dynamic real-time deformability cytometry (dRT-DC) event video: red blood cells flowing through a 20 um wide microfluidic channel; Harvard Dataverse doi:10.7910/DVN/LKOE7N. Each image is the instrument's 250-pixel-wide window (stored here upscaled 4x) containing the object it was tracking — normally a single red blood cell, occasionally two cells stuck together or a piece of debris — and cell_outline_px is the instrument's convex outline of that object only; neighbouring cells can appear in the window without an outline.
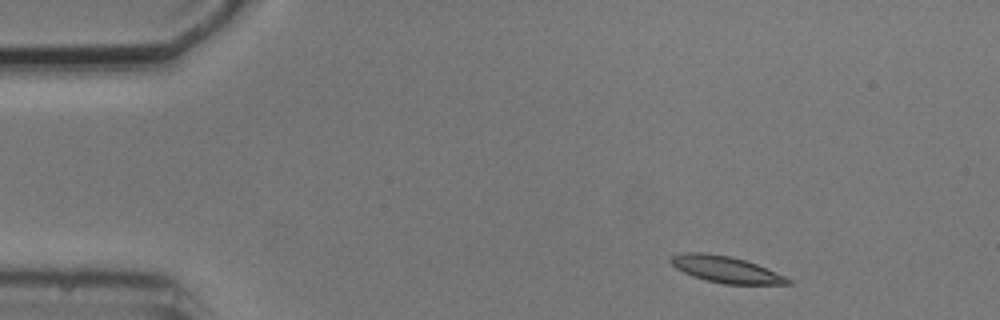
{"species": "common noctule bat (a hibernating species)", "species_latin": "Nyctalus noctula", "temperature_condition": "cold", "stored_images_in_passage": 3, "camera_frame_rate_fps": 3000, "um_per_image_px": 0.085, "animal": {"sex": "male", "body_mass_g": 20.5, "forearm_length_mm": 52.5}, "frame": {"image": 1, "passage_image": 1, "time_ms": 0.0, "image_size_px": [1000, 320], "cell_outline_px": [[792, 284], [724, 284], [692, 276], [676, 268], [668, 260], [672, 256], [688, 252], [704, 252], [728, 256], [744, 260], [756, 264], [784, 276], [792, 280]], "centroid_in_image_um": [61.68, 22.9], "position_along_channel_um": 23.3, "area_um2": 17.74}}